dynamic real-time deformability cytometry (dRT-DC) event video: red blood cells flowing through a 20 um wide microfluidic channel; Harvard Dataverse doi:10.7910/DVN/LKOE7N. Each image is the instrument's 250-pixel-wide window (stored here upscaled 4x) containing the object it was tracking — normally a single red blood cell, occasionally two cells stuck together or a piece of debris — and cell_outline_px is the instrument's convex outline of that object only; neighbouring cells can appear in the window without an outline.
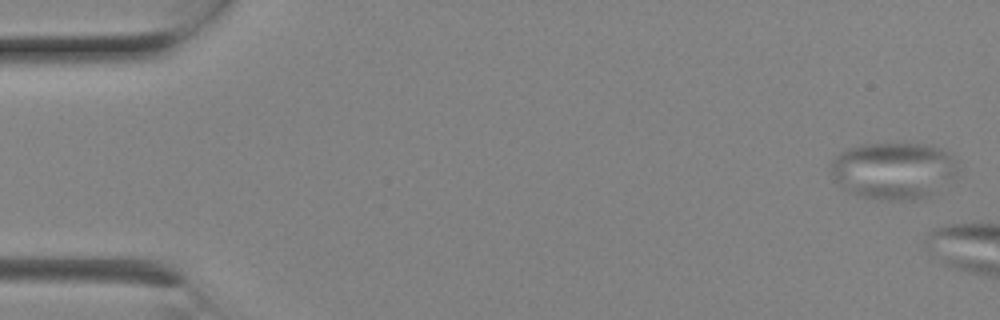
{"species": "Egyptian fruit bat (a non-hibernating species)", "species_latin": "Rousettus aegyptiacus", "temperature_condition": "room temperature", "stored_images_in_passage": 3, "camera_frame_rate_fps": 3000, "um_per_image_px": 0.085, "animal": {"sex": "female"}, "frame": {"image": 1, "passage_image": 1, "time_ms": 0.0, "image_size_px": [1000, 320], "cell_outline_px": [[960, 168], [952, 176], [932, 192], [920, 200], [880, 200], [860, 196], [848, 192], [832, 180], [828, 164], [840, 152], [848, 148], [860, 144], [932, 144], [948, 152], [956, 160]], "centroid_in_image_um": [75.87, 14.49], "position_along_channel_um": 9.1, "area_um2": 42.43}}